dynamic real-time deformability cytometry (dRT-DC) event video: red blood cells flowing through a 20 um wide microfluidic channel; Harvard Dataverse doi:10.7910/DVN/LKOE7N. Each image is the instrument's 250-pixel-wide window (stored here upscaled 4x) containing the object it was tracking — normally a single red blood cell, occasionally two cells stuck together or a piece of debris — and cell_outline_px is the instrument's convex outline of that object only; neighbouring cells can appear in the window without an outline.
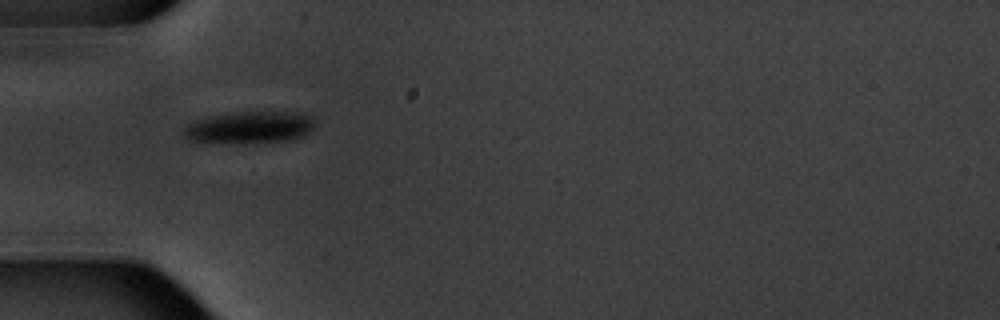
{"species": "common noctule bat (a hibernating species)", "species_latin": "Nyctalus noctula", "temperature_condition": "warm", "stored_images_in_passage": 3, "camera_frame_rate_fps": 3000, "um_per_image_px": 0.085, "animal": {"sex": "male", "body_mass_g": 20.1, "forearm_length_mm": 53.5}, "frame": {"image": 1, "passage_image": 1, "time_ms": 0.0, "image_size_px": [1000, 320], "cell_outline_px": [[316, 124], [304, 136], [288, 140], [252, 144], [244, 144], [188, 140], [184, 132], [184, 128], [188, 124], [196, 120], [208, 116], [236, 112], [304, 112], [312, 116], [316, 120]], "centroid_in_image_um": [21.28, 10.83], "position_along_channel_um": 63.7, "area_um2": 24.85}}
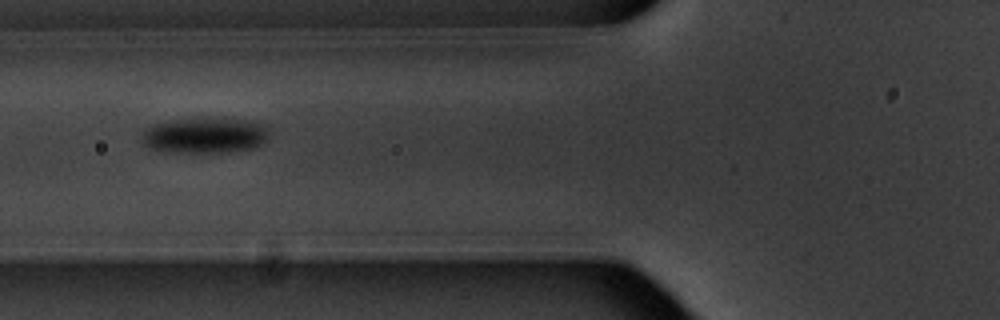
{"frame": {"image": 2, "passage_image": 2, "time_ms": 1.333, "image_size_px": [1000, 320], "cell_outline_px": [[268, 136], [260, 144], [252, 148], [224, 152], [176, 152], [152, 148], [144, 144], [140, 140], [144, 132], [152, 124], [172, 120], [224, 116], [256, 120], [268, 132]], "centroid_in_image_um": [17.44, 11.46], "position_along_channel_um": 108.4, "area_um2": 26.65}}